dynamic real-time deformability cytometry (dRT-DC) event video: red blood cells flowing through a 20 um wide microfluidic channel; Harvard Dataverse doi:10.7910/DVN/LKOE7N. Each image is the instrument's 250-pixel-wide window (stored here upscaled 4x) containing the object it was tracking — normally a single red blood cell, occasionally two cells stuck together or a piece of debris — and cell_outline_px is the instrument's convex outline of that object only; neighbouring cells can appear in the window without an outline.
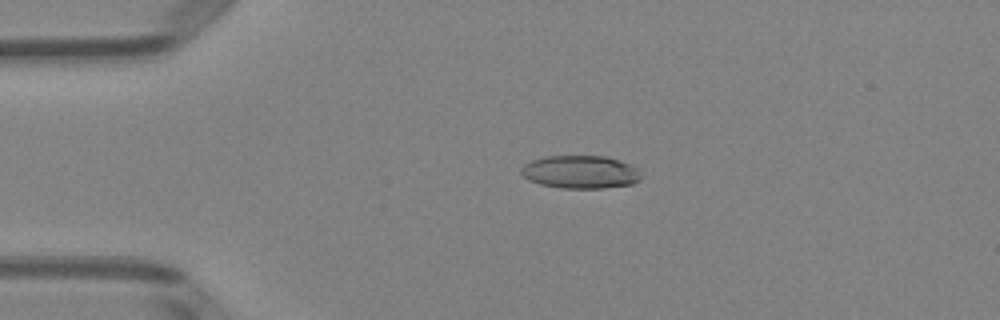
{"species": "Egyptian fruit bat (a non-hibernating species)", "species_latin": "Rousettus aegyptiacus", "temperature_condition": "room temperature", "stored_images_in_passage": 41, "camera_frame_rate_fps": 3000, "um_per_image_px": 0.085, "animal": {"sex": "female"}, "frame": {"image": 1, "passage_image": 1, "time_ms": 0.0, "image_size_px": [1000, 320], "cell_outline_px": [[644, 176], [640, 180], [632, 184], [604, 188], [560, 188], [540, 184], [528, 180], [520, 172], [520, 168], [524, 164], [532, 160], [544, 156], [604, 156], [620, 160], [632, 164]], "centroid_in_image_um": [49.35, 14.62], "position_along_channel_um": 35.6, "area_um2": 23.35}}
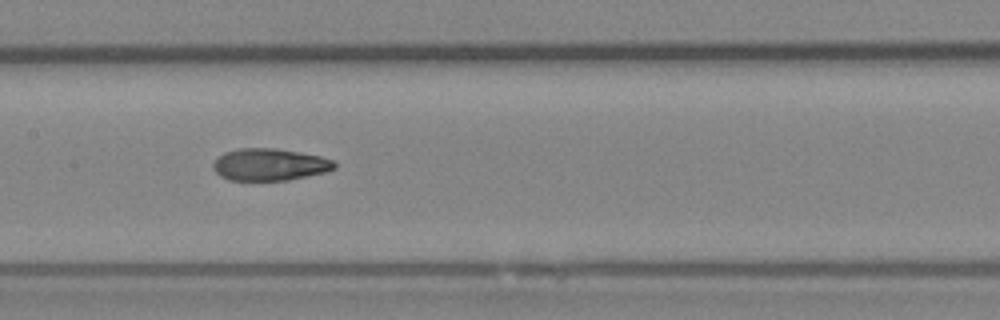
{"frame": {"image": 2, "passage_image": 15, "time_ms": 4.667, "image_size_px": [1000, 320], "cell_outline_px": [[336, 168], [324, 172], [288, 180], [228, 180], [220, 176], [212, 168], [212, 164], [224, 152], [240, 148], [276, 148], [300, 152], [320, 156], [336, 160]], "centroid_in_image_um": [22.93, 13.98], "position_along_channel_um": 184.5, "area_um2": 22.72}}
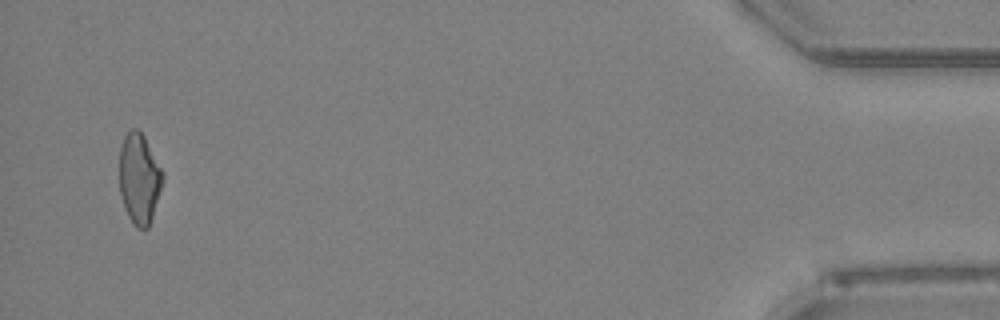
{"frame": {"image": 3, "passage_image": 39, "time_ms": 12.667, "image_size_px": [1000, 320], "cell_outline_px": [[164, 176], [152, 216], [148, 228], [136, 228], [132, 224], [124, 208], [120, 196], [120, 148], [124, 136], [132, 128], [136, 128], [144, 136], [164, 172]], "centroid_in_image_um": [11.83, 15.18], "position_along_channel_um": 423.4, "area_um2": 22.72}, "authors_computed_cell_mechanics": {"area_um2": 23.0044, "velocity_mm_per_s": 4.0116, "shape_relaxation_time_tau1_ms": 4.4055, "shape_relaxation_time_tau2_ms": 1.8669, "deformation_change_tau1": 0.1606, "deformation_change_tau2": 0.0865}}